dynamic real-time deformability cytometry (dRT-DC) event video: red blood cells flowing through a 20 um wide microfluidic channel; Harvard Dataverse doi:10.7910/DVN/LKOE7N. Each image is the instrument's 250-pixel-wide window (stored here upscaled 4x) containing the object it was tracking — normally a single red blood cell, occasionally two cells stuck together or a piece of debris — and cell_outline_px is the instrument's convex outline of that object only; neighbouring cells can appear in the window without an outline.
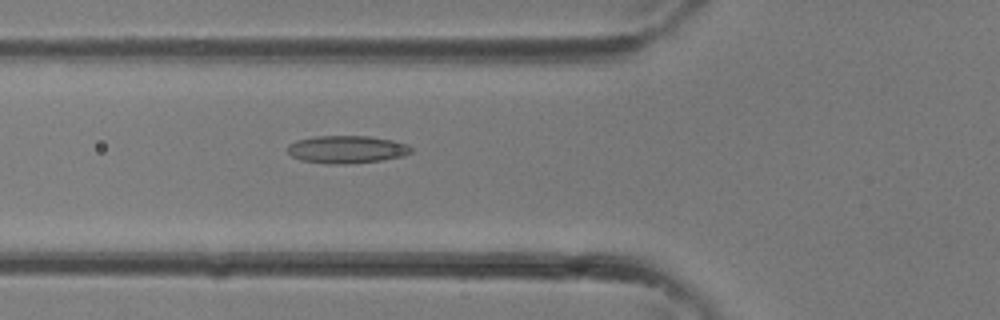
{"species": "common noctule bat (a hibernating species)", "species_latin": "Nyctalus noctula", "temperature_condition": "room temperature", "stored_images_in_passage": 26, "camera_frame_rate_fps": 3000, "um_per_image_px": 0.085, "animal": {"sex": "female"}, "frame": {"image": 1, "passage_image": 5, "time_ms": 1.333, "image_size_px": [1000, 320], "cell_outline_px": [[412, 152], [404, 156], [384, 160], [344, 164], [328, 164], [300, 160], [292, 156], [288, 152], [288, 144], [296, 140], [316, 136], [368, 136], [392, 140], [404, 144], [412, 148]], "centroid_in_image_um": [29.46, 12.7], "position_along_channel_um": 96.3, "area_um2": 19.94}}
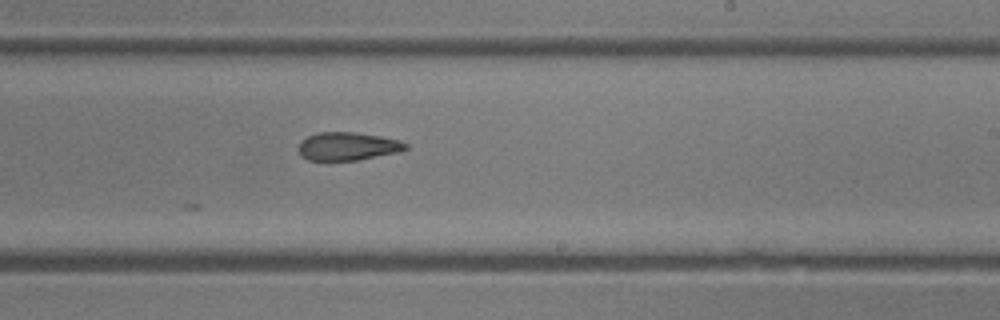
{"frame": {"image": 2, "passage_image": 13, "time_ms": 4.0, "image_size_px": [1000, 320], "cell_outline_px": [[408, 148], [400, 152], [356, 160], [308, 160], [300, 156], [300, 140], [316, 132], [356, 132], [380, 136], [400, 140], [408, 144]], "centroid_in_image_um": [29.57, 12.43], "position_along_channel_um": 259.4, "area_um2": 17.63}}
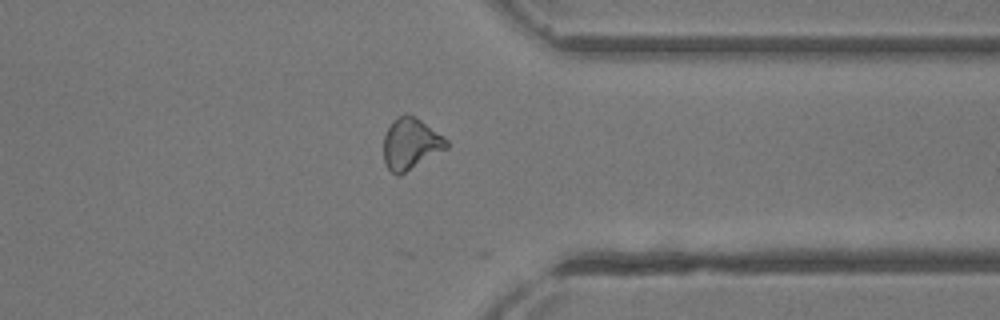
{"frame": {"image": 3, "passage_image": 19, "time_ms": 6.0, "image_size_px": [1000, 320], "cell_outline_px": [[448, 148], [400, 176], [396, 176], [384, 164], [384, 136], [392, 120], [404, 112], [416, 116], [444, 136], [448, 140]], "centroid_in_image_um": [34.91, 12.21], "position_along_channel_um": 376.5, "area_um2": 19.19}}